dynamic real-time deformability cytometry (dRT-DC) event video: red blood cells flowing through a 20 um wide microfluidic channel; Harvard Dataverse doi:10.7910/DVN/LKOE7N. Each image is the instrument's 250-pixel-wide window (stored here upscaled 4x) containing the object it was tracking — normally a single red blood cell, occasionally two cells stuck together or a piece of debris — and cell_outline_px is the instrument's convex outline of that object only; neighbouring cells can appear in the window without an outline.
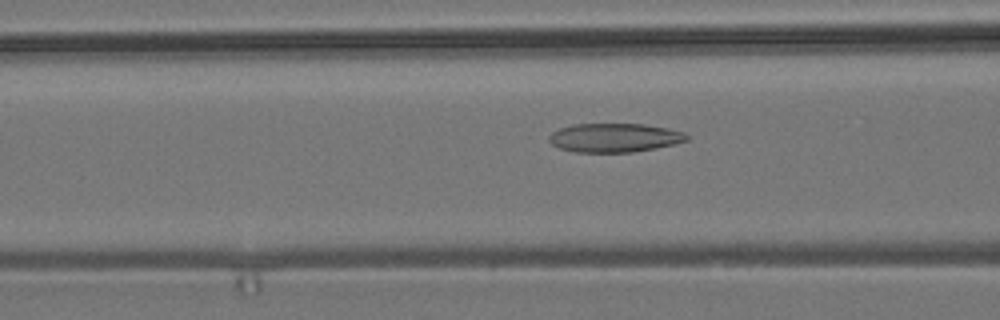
{"species": "common noctule bat (a hibernating species)", "species_latin": "Nyctalus noctula", "temperature_condition": "room temperature", "stored_images_in_passage": 54, "camera_frame_rate_fps": 3000, "um_per_image_px": 0.085, "animal": {"sex": "male", "body_mass_g": 19.2, "forearm_length_mm": 51.8}, "frame": {"image": 1, "passage_image": 21, "time_ms": 6.667, "image_size_px": [1000, 320], "cell_outline_px": [[688, 140], [656, 148], [632, 152], [576, 152], [560, 148], [552, 144], [548, 140], [548, 136], [552, 132], [560, 128], [572, 124], [644, 124], [668, 128], [684, 132], [688, 136]], "centroid_in_image_um": [52.21, 11.7], "position_along_channel_um": 114.4, "area_um2": 23.12}}
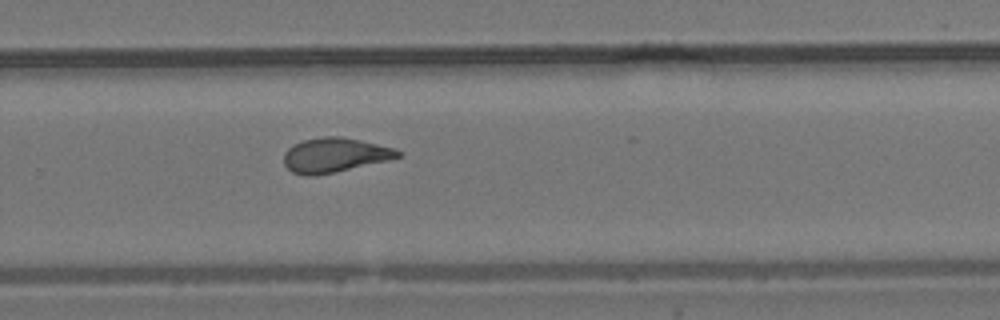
{"frame": {"image": 2, "passage_image": 36, "time_ms": 11.667, "image_size_px": [1000, 320], "cell_outline_px": [[400, 156], [388, 160], [336, 172], [316, 176], [304, 176], [292, 172], [284, 164], [284, 152], [292, 144], [304, 140], [320, 136], [340, 136], [360, 140], [396, 148], [400, 152]], "centroid_in_image_um": [28.41, 13.18], "position_along_channel_um": 301.4, "area_um2": 23.06}}
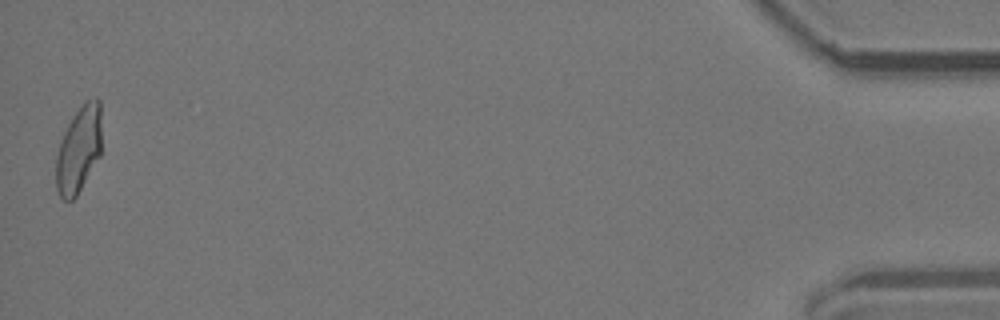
{"frame": {"image": 3, "passage_image": 54, "time_ms": 17.667, "image_size_px": [1000, 320], "cell_outline_px": [[100, 156], [76, 196], [72, 200], [64, 200], [60, 196], [56, 188], [56, 156], [60, 140], [68, 124], [76, 112], [88, 100], [96, 96], [100, 100]], "centroid_in_image_um": [6.68, 12.72], "position_along_channel_um": 428.5, "area_um2": 22.66}, "authors_computed_cell_mechanics": {"area_um2": 23.1778, "velocity_mm_per_s": 3.7426, "shape_relaxation_time_tau1_ms": null, "shape_relaxation_time_tau2_ms": 2.2096, "deformation_change_tau1": null, "deformation_change_tau2": 0.1035}}